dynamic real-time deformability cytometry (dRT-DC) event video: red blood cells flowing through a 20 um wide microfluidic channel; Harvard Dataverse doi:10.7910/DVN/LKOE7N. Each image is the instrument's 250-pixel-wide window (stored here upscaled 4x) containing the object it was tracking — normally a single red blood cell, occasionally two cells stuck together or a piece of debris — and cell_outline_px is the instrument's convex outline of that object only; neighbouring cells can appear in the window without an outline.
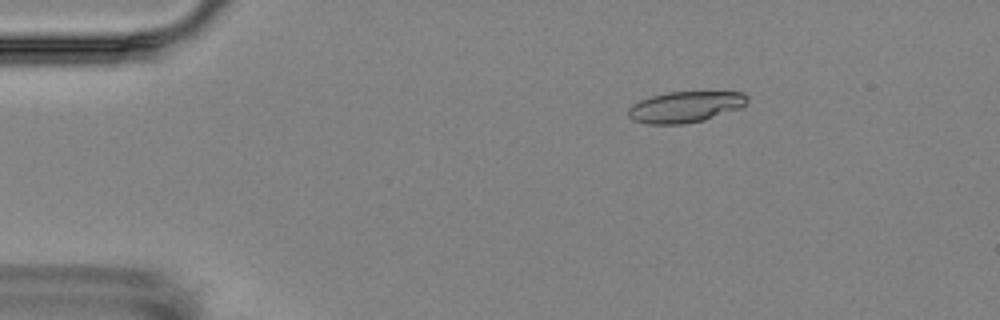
{"species": "Egyptian fruit bat (a non-hibernating species)", "species_latin": "Rousettus aegyptiacus", "temperature_condition": "room temperature", "stored_images_in_passage": 4, "camera_frame_rate_fps": 3000, "um_per_image_px": 0.085, "animal": {"sex": "female"}, "frame": {"image": 1, "passage_image": 2, "time_ms": 2.0, "image_size_px": [1000, 320], "cell_outline_px": [[748, 100], [740, 108], [704, 120], [684, 124], [648, 124], [632, 120], [628, 116], [628, 108], [632, 104], [640, 100], [652, 96], [668, 92], [744, 92], [748, 96]], "centroid_in_image_um": [58.23, 9.09], "position_along_channel_um": 26.8, "area_um2": 21.5}}